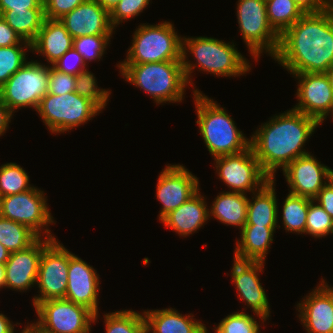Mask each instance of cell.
<instances>
[{
  "instance_id": "6da1fadb",
  "label": "cell",
  "mask_w": 333,
  "mask_h": 333,
  "mask_svg": "<svg viewBox=\"0 0 333 333\" xmlns=\"http://www.w3.org/2000/svg\"><path fill=\"white\" fill-rule=\"evenodd\" d=\"M273 58L291 74L326 73L333 65V7L304 14L280 36Z\"/></svg>"
},
{
  "instance_id": "7a4b0ae2",
  "label": "cell",
  "mask_w": 333,
  "mask_h": 333,
  "mask_svg": "<svg viewBox=\"0 0 333 333\" xmlns=\"http://www.w3.org/2000/svg\"><path fill=\"white\" fill-rule=\"evenodd\" d=\"M262 125L252 135L250 146L261 169L274 179L276 169H284L296 158L308 154L302 148L321 124L315 118L291 109Z\"/></svg>"
},
{
  "instance_id": "3957f363",
  "label": "cell",
  "mask_w": 333,
  "mask_h": 333,
  "mask_svg": "<svg viewBox=\"0 0 333 333\" xmlns=\"http://www.w3.org/2000/svg\"><path fill=\"white\" fill-rule=\"evenodd\" d=\"M200 134L209 153L215 158L236 154L250 146V139L238 130L233 119L213 99L194 90Z\"/></svg>"
},
{
  "instance_id": "277c9868",
  "label": "cell",
  "mask_w": 333,
  "mask_h": 333,
  "mask_svg": "<svg viewBox=\"0 0 333 333\" xmlns=\"http://www.w3.org/2000/svg\"><path fill=\"white\" fill-rule=\"evenodd\" d=\"M186 50L193 54L200 71H206L216 76H240L251 69L249 62L238 52L234 44L225 43L211 37H183L182 64L188 84H192L190 75L197 64H191L189 60H186Z\"/></svg>"
},
{
  "instance_id": "5b68a950",
  "label": "cell",
  "mask_w": 333,
  "mask_h": 333,
  "mask_svg": "<svg viewBox=\"0 0 333 333\" xmlns=\"http://www.w3.org/2000/svg\"><path fill=\"white\" fill-rule=\"evenodd\" d=\"M121 75L129 83L150 94L157 104L181 102L187 79L182 60L141 64H119Z\"/></svg>"
},
{
  "instance_id": "8992f818",
  "label": "cell",
  "mask_w": 333,
  "mask_h": 333,
  "mask_svg": "<svg viewBox=\"0 0 333 333\" xmlns=\"http://www.w3.org/2000/svg\"><path fill=\"white\" fill-rule=\"evenodd\" d=\"M173 26L167 21L157 25H140L134 32L126 59L120 64L182 60V38Z\"/></svg>"
},
{
  "instance_id": "52a82bcc",
  "label": "cell",
  "mask_w": 333,
  "mask_h": 333,
  "mask_svg": "<svg viewBox=\"0 0 333 333\" xmlns=\"http://www.w3.org/2000/svg\"><path fill=\"white\" fill-rule=\"evenodd\" d=\"M36 111L52 133H64L91 120L102 111L94 102L76 92L47 93Z\"/></svg>"
},
{
  "instance_id": "ba28073f",
  "label": "cell",
  "mask_w": 333,
  "mask_h": 333,
  "mask_svg": "<svg viewBox=\"0 0 333 333\" xmlns=\"http://www.w3.org/2000/svg\"><path fill=\"white\" fill-rule=\"evenodd\" d=\"M49 66L27 61L0 87V99L13 114L15 109H37L40 100L48 93Z\"/></svg>"
},
{
  "instance_id": "9c48e42d",
  "label": "cell",
  "mask_w": 333,
  "mask_h": 333,
  "mask_svg": "<svg viewBox=\"0 0 333 333\" xmlns=\"http://www.w3.org/2000/svg\"><path fill=\"white\" fill-rule=\"evenodd\" d=\"M237 19L241 35L254 59L264 50L274 57L279 48L280 36L270 26L265 0H239Z\"/></svg>"
},
{
  "instance_id": "30bf717a",
  "label": "cell",
  "mask_w": 333,
  "mask_h": 333,
  "mask_svg": "<svg viewBox=\"0 0 333 333\" xmlns=\"http://www.w3.org/2000/svg\"><path fill=\"white\" fill-rule=\"evenodd\" d=\"M38 320L33 323L45 333H90L91 322L97 320L87 307L66 299H51L35 306Z\"/></svg>"
},
{
  "instance_id": "8fae6325",
  "label": "cell",
  "mask_w": 333,
  "mask_h": 333,
  "mask_svg": "<svg viewBox=\"0 0 333 333\" xmlns=\"http://www.w3.org/2000/svg\"><path fill=\"white\" fill-rule=\"evenodd\" d=\"M214 160L216 173L232 192L254 193L271 180L261 169L251 146L236 154L215 157Z\"/></svg>"
},
{
  "instance_id": "7c38bea8",
  "label": "cell",
  "mask_w": 333,
  "mask_h": 333,
  "mask_svg": "<svg viewBox=\"0 0 333 333\" xmlns=\"http://www.w3.org/2000/svg\"><path fill=\"white\" fill-rule=\"evenodd\" d=\"M44 194L42 190L33 187L23 193L2 197L0 216L28 226L39 237L46 226L43 231L47 234L46 238L56 239L47 227L54 221Z\"/></svg>"
},
{
  "instance_id": "4fadbf2b",
  "label": "cell",
  "mask_w": 333,
  "mask_h": 333,
  "mask_svg": "<svg viewBox=\"0 0 333 333\" xmlns=\"http://www.w3.org/2000/svg\"><path fill=\"white\" fill-rule=\"evenodd\" d=\"M70 252L54 239L42 252L36 284L40 294L33 306L51 299H63L67 290Z\"/></svg>"
},
{
  "instance_id": "5bb4252c",
  "label": "cell",
  "mask_w": 333,
  "mask_h": 333,
  "mask_svg": "<svg viewBox=\"0 0 333 333\" xmlns=\"http://www.w3.org/2000/svg\"><path fill=\"white\" fill-rule=\"evenodd\" d=\"M299 79L295 111L323 123L328 114L333 118V90L326 73L293 74Z\"/></svg>"
},
{
  "instance_id": "9a60e30c",
  "label": "cell",
  "mask_w": 333,
  "mask_h": 333,
  "mask_svg": "<svg viewBox=\"0 0 333 333\" xmlns=\"http://www.w3.org/2000/svg\"><path fill=\"white\" fill-rule=\"evenodd\" d=\"M158 177L156 196L163 205L159 214L161 221L200 189L198 178L180 164L167 165Z\"/></svg>"
},
{
  "instance_id": "2e32d148",
  "label": "cell",
  "mask_w": 333,
  "mask_h": 333,
  "mask_svg": "<svg viewBox=\"0 0 333 333\" xmlns=\"http://www.w3.org/2000/svg\"><path fill=\"white\" fill-rule=\"evenodd\" d=\"M282 170L290 194L312 200L333 178V169L318 162L310 153L296 158Z\"/></svg>"
},
{
  "instance_id": "e0dca14e",
  "label": "cell",
  "mask_w": 333,
  "mask_h": 333,
  "mask_svg": "<svg viewBox=\"0 0 333 333\" xmlns=\"http://www.w3.org/2000/svg\"><path fill=\"white\" fill-rule=\"evenodd\" d=\"M265 262L242 261L234 258L231 270L232 282L238 291L240 300L246 302L252 311L266 321L270 316V305L263 289L258 274L263 270Z\"/></svg>"
},
{
  "instance_id": "ac0fdd59",
  "label": "cell",
  "mask_w": 333,
  "mask_h": 333,
  "mask_svg": "<svg viewBox=\"0 0 333 333\" xmlns=\"http://www.w3.org/2000/svg\"><path fill=\"white\" fill-rule=\"evenodd\" d=\"M53 240L39 237L26 249L10 253L5 263L7 288L24 291L36 284L42 252Z\"/></svg>"
},
{
  "instance_id": "d6986e66",
  "label": "cell",
  "mask_w": 333,
  "mask_h": 333,
  "mask_svg": "<svg viewBox=\"0 0 333 333\" xmlns=\"http://www.w3.org/2000/svg\"><path fill=\"white\" fill-rule=\"evenodd\" d=\"M99 277L96 270L70 252L66 300L98 314Z\"/></svg>"
},
{
  "instance_id": "ffe728a7",
  "label": "cell",
  "mask_w": 333,
  "mask_h": 333,
  "mask_svg": "<svg viewBox=\"0 0 333 333\" xmlns=\"http://www.w3.org/2000/svg\"><path fill=\"white\" fill-rule=\"evenodd\" d=\"M60 21L73 39L85 35H112L115 29L110 21V12L96 0H86Z\"/></svg>"
},
{
  "instance_id": "44dd1931",
  "label": "cell",
  "mask_w": 333,
  "mask_h": 333,
  "mask_svg": "<svg viewBox=\"0 0 333 333\" xmlns=\"http://www.w3.org/2000/svg\"><path fill=\"white\" fill-rule=\"evenodd\" d=\"M297 306L308 333H333V297L321 283Z\"/></svg>"
},
{
  "instance_id": "7402d4cb",
  "label": "cell",
  "mask_w": 333,
  "mask_h": 333,
  "mask_svg": "<svg viewBox=\"0 0 333 333\" xmlns=\"http://www.w3.org/2000/svg\"><path fill=\"white\" fill-rule=\"evenodd\" d=\"M206 204L198 190L187 202L167 214L161 222L180 236H189L209 220V209Z\"/></svg>"
},
{
  "instance_id": "603a6c76",
  "label": "cell",
  "mask_w": 333,
  "mask_h": 333,
  "mask_svg": "<svg viewBox=\"0 0 333 333\" xmlns=\"http://www.w3.org/2000/svg\"><path fill=\"white\" fill-rule=\"evenodd\" d=\"M72 47L73 37L60 19L45 18L36 39L31 43V50L42 54L52 65Z\"/></svg>"
},
{
  "instance_id": "cb8c5ba5",
  "label": "cell",
  "mask_w": 333,
  "mask_h": 333,
  "mask_svg": "<svg viewBox=\"0 0 333 333\" xmlns=\"http://www.w3.org/2000/svg\"><path fill=\"white\" fill-rule=\"evenodd\" d=\"M147 333H208L204 324L193 315H182L173 308L143 312ZM194 319V320H193Z\"/></svg>"
},
{
  "instance_id": "d4e9b609",
  "label": "cell",
  "mask_w": 333,
  "mask_h": 333,
  "mask_svg": "<svg viewBox=\"0 0 333 333\" xmlns=\"http://www.w3.org/2000/svg\"><path fill=\"white\" fill-rule=\"evenodd\" d=\"M275 228L244 225L240 231L241 241L236 242L234 258L242 261L265 262L267 251L273 242Z\"/></svg>"
},
{
  "instance_id": "484cf974",
  "label": "cell",
  "mask_w": 333,
  "mask_h": 333,
  "mask_svg": "<svg viewBox=\"0 0 333 333\" xmlns=\"http://www.w3.org/2000/svg\"><path fill=\"white\" fill-rule=\"evenodd\" d=\"M275 179L267 182L255 192L252 201L248 200L247 219L245 225L277 227L278 206L274 187ZM255 199V200H254Z\"/></svg>"
},
{
  "instance_id": "4316f807",
  "label": "cell",
  "mask_w": 333,
  "mask_h": 333,
  "mask_svg": "<svg viewBox=\"0 0 333 333\" xmlns=\"http://www.w3.org/2000/svg\"><path fill=\"white\" fill-rule=\"evenodd\" d=\"M248 200L244 193L223 191L212 203L209 217L211 215L226 225L239 226L241 230L246 224Z\"/></svg>"
},
{
  "instance_id": "83f0119b",
  "label": "cell",
  "mask_w": 333,
  "mask_h": 333,
  "mask_svg": "<svg viewBox=\"0 0 333 333\" xmlns=\"http://www.w3.org/2000/svg\"><path fill=\"white\" fill-rule=\"evenodd\" d=\"M1 17L22 40L32 43L42 28L45 13L44 8L12 9L5 11Z\"/></svg>"
},
{
  "instance_id": "f1b7e54d",
  "label": "cell",
  "mask_w": 333,
  "mask_h": 333,
  "mask_svg": "<svg viewBox=\"0 0 333 333\" xmlns=\"http://www.w3.org/2000/svg\"><path fill=\"white\" fill-rule=\"evenodd\" d=\"M265 1L269 24L279 36L305 14L294 0Z\"/></svg>"
},
{
  "instance_id": "f546056e",
  "label": "cell",
  "mask_w": 333,
  "mask_h": 333,
  "mask_svg": "<svg viewBox=\"0 0 333 333\" xmlns=\"http://www.w3.org/2000/svg\"><path fill=\"white\" fill-rule=\"evenodd\" d=\"M38 238L28 226L0 216V243L10 252L24 250Z\"/></svg>"
},
{
  "instance_id": "4dcf8cb0",
  "label": "cell",
  "mask_w": 333,
  "mask_h": 333,
  "mask_svg": "<svg viewBox=\"0 0 333 333\" xmlns=\"http://www.w3.org/2000/svg\"><path fill=\"white\" fill-rule=\"evenodd\" d=\"M310 199L288 194L282 209V219L285 230L296 233H305L306 218Z\"/></svg>"
},
{
  "instance_id": "1f68e13d",
  "label": "cell",
  "mask_w": 333,
  "mask_h": 333,
  "mask_svg": "<svg viewBox=\"0 0 333 333\" xmlns=\"http://www.w3.org/2000/svg\"><path fill=\"white\" fill-rule=\"evenodd\" d=\"M106 333H144L145 317L133 310H121L104 315Z\"/></svg>"
},
{
  "instance_id": "d6a6232c",
  "label": "cell",
  "mask_w": 333,
  "mask_h": 333,
  "mask_svg": "<svg viewBox=\"0 0 333 333\" xmlns=\"http://www.w3.org/2000/svg\"><path fill=\"white\" fill-rule=\"evenodd\" d=\"M27 172L16 163L0 166V194L2 197L19 194L32 189Z\"/></svg>"
},
{
  "instance_id": "836d02e7",
  "label": "cell",
  "mask_w": 333,
  "mask_h": 333,
  "mask_svg": "<svg viewBox=\"0 0 333 333\" xmlns=\"http://www.w3.org/2000/svg\"><path fill=\"white\" fill-rule=\"evenodd\" d=\"M25 48L30 50L31 43L0 47V87L27 62Z\"/></svg>"
},
{
  "instance_id": "e575fe53",
  "label": "cell",
  "mask_w": 333,
  "mask_h": 333,
  "mask_svg": "<svg viewBox=\"0 0 333 333\" xmlns=\"http://www.w3.org/2000/svg\"><path fill=\"white\" fill-rule=\"evenodd\" d=\"M94 75L86 69L76 75L75 92L94 102L101 110L105 109L110 91L99 89Z\"/></svg>"
},
{
  "instance_id": "d590c367",
  "label": "cell",
  "mask_w": 333,
  "mask_h": 333,
  "mask_svg": "<svg viewBox=\"0 0 333 333\" xmlns=\"http://www.w3.org/2000/svg\"><path fill=\"white\" fill-rule=\"evenodd\" d=\"M305 233L316 238L326 236L329 233L333 234L332 217L319 204H315L312 199H310L306 218Z\"/></svg>"
},
{
  "instance_id": "8d00e7d4",
  "label": "cell",
  "mask_w": 333,
  "mask_h": 333,
  "mask_svg": "<svg viewBox=\"0 0 333 333\" xmlns=\"http://www.w3.org/2000/svg\"><path fill=\"white\" fill-rule=\"evenodd\" d=\"M112 35H85L73 39V47L87 61L101 59ZM88 59V60H87Z\"/></svg>"
},
{
  "instance_id": "74e56055",
  "label": "cell",
  "mask_w": 333,
  "mask_h": 333,
  "mask_svg": "<svg viewBox=\"0 0 333 333\" xmlns=\"http://www.w3.org/2000/svg\"><path fill=\"white\" fill-rule=\"evenodd\" d=\"M214 328L216 333H260V326L254 317L242 311L226 316Z\"/></svg>"
},
{
  "instance_id": "f35d334b",
  "label": "cell",
  "mask_w": 333,
  "mask_h": 333,
  "mask_svg": "<svg viewBox=\"0 0 333 333\" xmlns=\"http://www.w3.org/2000/svg\"><path fill=\"white\" fill-rule=\"evenodd\" d=\"M149 2L150 0H120L110 12L112 26L115 28L123 20L138 16L149 5Z\"/></svg>"
},
{
  "instance_id": "ab89813d",
  "label": "cell",
  "mask_w": 333,
  "mask_h": 333,
  "mask_svg": "<svg viewBox=\"0 0 333 333\" xmlns=\"http://www.w3.org/2000/svg\"><path fill=\"white\" fill-rule=\"evenodd\" d=\"M76 75L60 72L53 66H49L48 93L63 95L75 92Z\"/></svg>"
},
{
  "instance_id": "60d3db41",
  "label": "cell",
  "mask_w": 333,
  "mask_h": 333,
  "mask_svg": "<svg viewBox=\"0 0 333 333\" xmlns=\"http://www.w3.org/2000/svg\"><path fill=\"white\" fill-rule=\"evenodd\" d=\"M86 0H43L45 18L60 19Z\"/></svg>"
},
{
  "instance_id": "b9f144b4",
  "label": "cell",
  "mask_w": 333,
  "mask_h": 333,
  "mask_svg": "<svg viewBox=\"0 0 333 333\" xmlns=\"http://www.w3.org/2000/svg\"><path fill=\"white\" fill-rule=\"evenodd\" d=\"M69 58H72L71 61H74V64L66 63ZM75 64H77V65H75ZM52 66L55 69L59 70L60 72L78 75L82 70L85 69L86 63L84 62L82 56L77 52V50L74 47H72L67 52H65L61 56V58L58 61H56Z\"/></svg>"
},
{
  "instance_id": "7bdbcfd3",
  "label": "cell",
  "mask_w": 333,
  "mask_h": 333,
  "mask_svg": "<svg viewBox=\"0 0 333 333\" xmlns=\"http://www.w3.org/2000/svg\"><path fill=\"white\" fill-rule=\"evenodd\" d=\"M30 8H44L43 0H0V14L7 10H25Z\"/></svg>"
},
{
  "instance_id": "ee69618b",
  "label": "cell",
  "mask_w": 333,
  "mask_h": 333,
  "mask_svg": "<svg viewBox=\"0 0 333 333\" xmlns=\"http://www.w3.org/2000/svg\"><path fill=\"white\" fill-rule=\"evenodd\" d=\"M20 43H29L21 37L5 22L0 16V47L20 45Z\"/></svg>"
},
{
  "instance_id": "f6af8a7d",
  "label": "cell",
  "mask_w": 333,
  "mask_h": 333,
  "mask_svg": "<svg viewBox=\"0 0 333 333\" xmlns=\"http://www.w3.org/2000/svg\"><path fill=\"white\" fill-rule=\"evenodd\" d=\"M313 200L318 202L333 219V178L319 191Z\"/></svg>"
},
{
  "instance_id": "bcb514c9",
  "label": "cell",
  "mask_w": 333,
  "mask_h": 333,
  "mask_svg": "<svg viewBox=\"0 0 333 333\" xmlns=\"http://www.w3.org/2000/svg\"><path fill=\"white\" fill-rule=\"evenodd\" d=\"M300 9L306 13H320L332 7L331 0H294Z\"/></svg>"
},
{
  "instance_id": "7dc6e473",
  "label": "cell",
  "mask_w": 333,
  "mask_h": 333,
  "mask_svg": "<svg viewBox=\"0 0 333 333\" xmlns=\"http://www.w3.org/2000/svg\"><path fill=\"white\" fill-rule=\"evenodd\" d=\"M12 115L6 104L0 99V136L7 130Z\"/></svg>"
},
{
  "instance_id": "c3c4849f",
  "label": "cell",
  "mask_w": 333,
  "mask_h": 333,
  "mask_svg": "<svg viewBox=\"0 0 333 333\" xmlns=\"http://www.w3.org/2000/svg\"><path fill=\"white\" fill-rule=\"evenodd\" d=\"M0 333H14L13 324L2 313H0Z\"/></svg>"
},
{
  "instance_id": "681fc988",
  "label": "cell",
  "mask_w": 333,
  "mask_h": 333,
  "mask_svg": "<svg viewBox=\"0 0 333 333\" xmlns=\"http://www.w3.org/2000/svg\"><path fill=\"white\" fill-rule=\"evenodd\" d=\"M101 6L109 12L118 4L120 0H96Z\"/></svg>"
},
{
  "instance_id": "f907efd6",
  "label": "cell",
  "mask_w": 333,
  "mask_h": 333,
  "mask_svg": "<svg viewBox=\"0 0 333 333\" xmlns=\"http://www.w3.org/2000/svg\"><path fill=\"white\" fill-rule=\"evenodd\" d=\"M10 251L7 250L1 243H0V263L5 264L6 261L9 259Z\"/></svg>"
},
{
  "instance_id": "816d5d0a",
  "label": "cell",
  "mask_w": 333,
  "mask_h": 333,
  "mask_svg": "<svg viewBox=\"0 0 333 333\" xmlns=\"http://www.w3.org/2000/svg\"><path fill=\"white\" fill-rule=\"evenodd\" d=\"M24 333H45L39 328H37L33 323L27 325L23 330Z\"/></svg>"
},
{
  "instance_id": "f5cc1de1",
  "label": "cell",
  "mask_w": 333,
  "mask_h": 333,
  "mask_svg": "<svg viewBox=\"0 0 333 333\" xmlns=\"http://www.w3.org/2000/svg\"><path fill=\"white\" fill-rule=\"evenodd\" d=\"M6 287V280H5V264L0 263V288Z\"/></svg>"
},
{
  "instance_id": "db71d44e",
  "label": "cell",
  "mask_w": 333,
  "mask_h": 333,
  "mask_svg": "<svg viewBox=\"0 0 333 333\" xmlns=\"http://www.w3.org/2000/svg\"><path fill=\"white\" fill-rule=\"evenodd\" d=\"M326 74L329 78L332 90H333V65L326 71Z\"/></svg>"
},
{
  "instance_id": "11a10c76",
  "label": "cell",
  "mask_w": 333,
  "mask_h": 333,
  "mask_svg": "<svg viewBox=\"0 0 333 333\" xmlns=\"http://www.w3.org/2000/svg\"><path fill=\"white\" fill-rule=\"evenodd\" d=\"M321 284L325 287V289L332 295L333 297V287L328 286L327 282H325L323 279L321 281Z\"/></svg>"
},
{
  "instance_id": "9f6ffc18",
  "label": "cell",
  "mask_w": 333,
  "mask_h": 333,
  "mask_svg": "<svg viewBox=\"0 0 333 333\" xmlns=\"http://www.w3.org/2000/svg\"><path fill=\"white\" fill-rule=\"evenodd\" d=\"M1 199H2V196H1V194H0V207H1Z\"/></svg>"
}]
</instances>
